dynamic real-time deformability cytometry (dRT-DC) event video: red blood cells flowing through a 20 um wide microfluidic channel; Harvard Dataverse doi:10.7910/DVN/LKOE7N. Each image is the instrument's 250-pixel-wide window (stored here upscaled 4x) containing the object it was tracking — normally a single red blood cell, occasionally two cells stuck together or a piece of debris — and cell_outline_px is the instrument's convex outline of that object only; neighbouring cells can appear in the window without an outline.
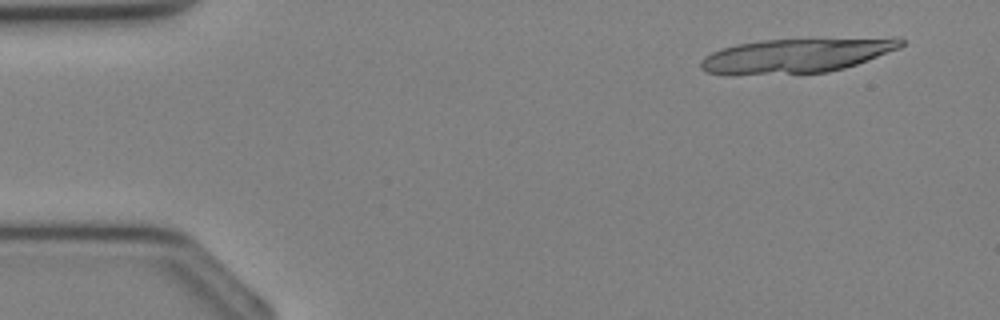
{"species": "Egyptian fruit bat (a non-hibernating species)", "species_latin": "Rousettus aegyptiacus", "temperature_condition": "cold", "stored_images_in_passage": 10, "camera_frame_rate_fps": 3000, "um_per_image_px": 0.085, "animal": {"sex": "female"}, "frame": {"image": 1, "passage_image": 1, "time_ms": 0.0, "image_size_px": [1000, 320], "cell_outline_px": [[904, 44], [900, 48], [856, 64], [844, 68], [828, 72], [708, 72], [700, 68], [700, 60], [704, 56], [720, 48], [736, 44], [760, 40], [904, 40]], "centroid_in_image_um": [67.6, 4.71], "position_along_channel_um": 17.4, "area_um2": 37.51}}